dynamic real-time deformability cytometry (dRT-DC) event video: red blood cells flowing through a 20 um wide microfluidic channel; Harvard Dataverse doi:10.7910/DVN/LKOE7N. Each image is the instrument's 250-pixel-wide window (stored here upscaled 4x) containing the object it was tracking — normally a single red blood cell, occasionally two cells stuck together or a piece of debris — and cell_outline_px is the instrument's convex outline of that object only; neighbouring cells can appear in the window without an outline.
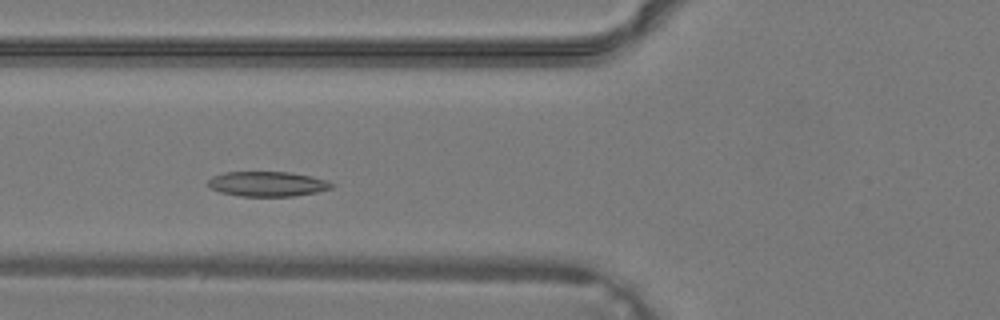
{"species": "common noctule bat (a hibernating species)", "species_latin": "Nyctalus noctula", "temperature_condition": "warm", "stored_images_in_passage": 33, "camera_frame_rate_fps": 3000, "um_per_image_px": 0.085, "animal": {"sex": "male", "body_mass_g": 19.2, "forearm_length_mm": 51.8}, "frame": {"image": 1, "passage_image": 9, "time_ms": 2.667, "image_size_px": [1000, 320], "cell_outline_px": [[336, 184], [332, 188], [316, 192], [292, 196], [240, 196], [220, 192], [212, 188], [208, 184], [208, 180], [212, 176], [224, 172], [288, 172], [312, 176], [328, 180]], "centroid_in_image_um": [22.76, 15.63], "position_along_channel_um": 103.0, "area_um2": 17.98}}
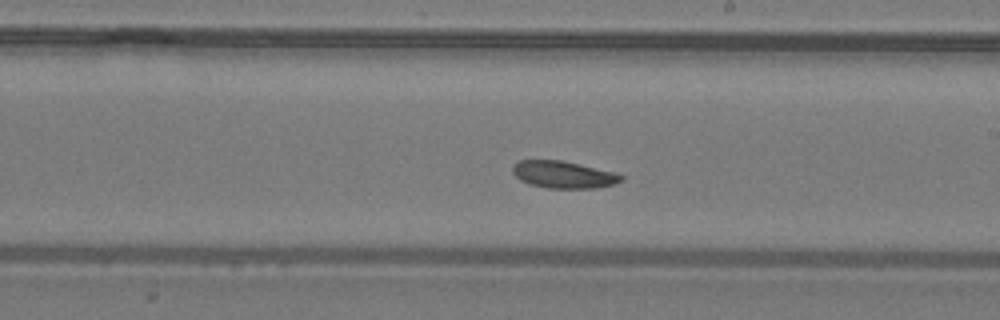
{"frame": {"image": 2, "passage_image": 17, "time_ms": 5.333, "image_size_px": [1000, 320], "cell_outline_px": [[624, 180], [612, 184], [596, 188], [548, 188], [532, 184], [520, 180], [512, 172], [512, 164], [520, 160], [560, 160], [612, 172], [624, 176]], "centroid_in_image_um": [47.85, 14.84], "position_along_channel_um": 241.1, "area_um2": 16.88}}
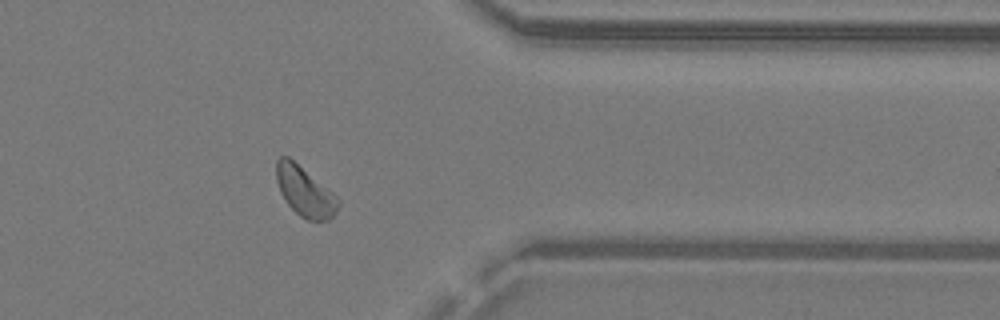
{"frame": {"image": 3, "passage_image": 26, "time_ms": 8.333, "image_size_px": [1000, 320], "cell_outline_px": [[340, 204], [336, 212], [328, 220], [308, 220], [300, 216], [284, 200], [280, 192], [276, 180], [276, 160], [280, 156], [288, 156], [332, 192], [340, 200]], "centroid_in_image_um": [25.89, 16.27], "position_along_channel_um": 385.5, "area_um2": 17.74}}